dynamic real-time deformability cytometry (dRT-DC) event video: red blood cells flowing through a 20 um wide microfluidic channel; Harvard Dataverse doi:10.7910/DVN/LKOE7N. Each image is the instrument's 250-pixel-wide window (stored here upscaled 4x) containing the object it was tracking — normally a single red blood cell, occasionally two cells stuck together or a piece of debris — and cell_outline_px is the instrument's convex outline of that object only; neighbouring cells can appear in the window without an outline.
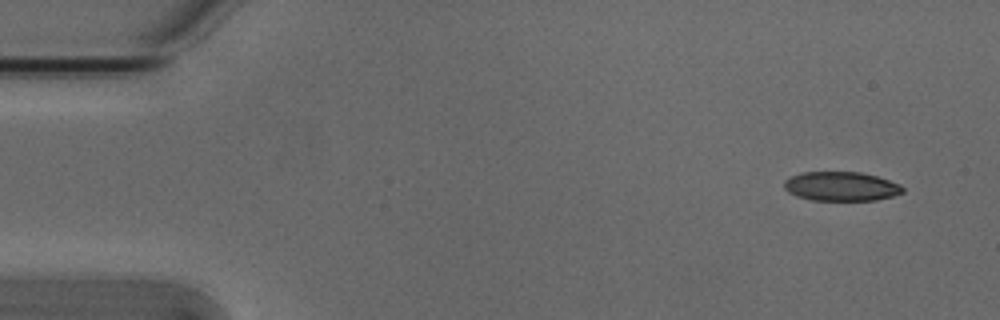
{"species": "Egyptian fruit bat (a non-hibernating species)", "species_latin": "Rousettus aegyptiacus", "temperature_condition": "cold", "stored_images_in_passage": 5, "camera_frame_rate_fps": 3000, "um_per_image_px": 0.085, "animal": {"sex": "male"}, "frame": {"image": 1, "passage_image": 1, "time_ms": 0.0, "image_size_px": [1000, 320], "cell_outline_px": [[904, 192], [892, 196], [876, 200], [812, 200], [796, 196], [788, 192], [784, 188], [784, 180], [800, 172], [860, 172], [876, 176], [900, 184], [904, 188]], "centroid_in_image_um": [71.48, 15.84], "position_along_channel_um": 13.5, "area_um2": 20.17}}
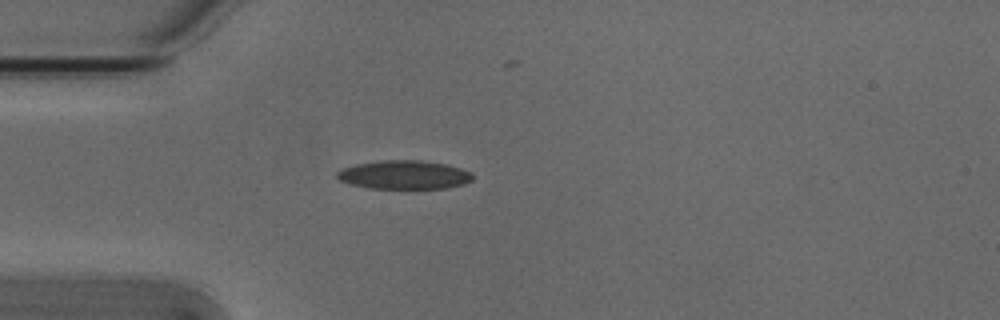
{"frame": {"image": 2, "passage_image": 4, "time_ms": 1.0, "image_size_px": [1000, 320], "cell_outline_px": [[472, 180], [464, 184], [444, 188], [368, 188], [348, 184], [340, 180], [336, 176], [336, 172], [344, 168], [356, 164], [380, 160], [420, 160], [448, 164], [472, 172]], "centroid_in_image_um": [34.35, 14.85], "position_along_channel_um": 50.7, "area_um2": 22.72}}